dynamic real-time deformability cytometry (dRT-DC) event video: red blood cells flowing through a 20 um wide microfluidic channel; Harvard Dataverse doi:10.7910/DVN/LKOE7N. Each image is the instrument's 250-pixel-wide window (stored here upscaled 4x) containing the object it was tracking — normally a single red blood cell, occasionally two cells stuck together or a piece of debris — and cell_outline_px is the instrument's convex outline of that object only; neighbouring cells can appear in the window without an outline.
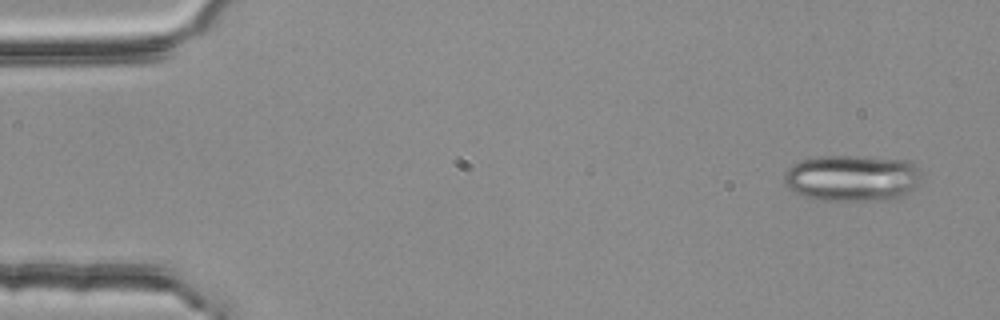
{"species": "common noctule bat (a hibernating species)", "species_latin": "Nyctalus noctula", "temperature_condition": "room temperature", "stored_images_in_passage": 4, "camera_frame_rate_fps": 3000, "um_per_image_px": 0.085, "animal": {"sex": "female", "body_mass_g": 25.1}, "frame": {"image": 1, "passage_image": 1, "time_ms": 0.0, "image_size_px": [1000, 320], "cell_outline_px": [[920, 172], [916, 184], [908, 192], [896, 200], [820, 200], [804, 196], [792, 192], [784, 184], [784, 172], [792, 164], [800, 160], [820, 156], [856, 156], [908, 160], [916, 164], [920, 168]], "centroid_in_image_um": [72.4, 15.13], "position_along_channel_um": 12.6, "area_um2": 37.4}}